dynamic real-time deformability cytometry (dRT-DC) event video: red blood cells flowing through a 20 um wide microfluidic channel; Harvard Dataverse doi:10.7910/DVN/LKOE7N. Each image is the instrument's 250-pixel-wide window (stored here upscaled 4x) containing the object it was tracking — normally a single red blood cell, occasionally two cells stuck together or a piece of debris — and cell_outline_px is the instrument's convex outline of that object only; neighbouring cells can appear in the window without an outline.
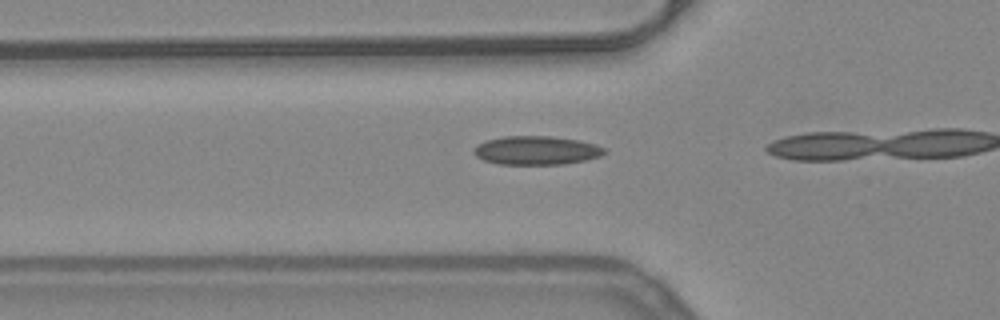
{"species": "common noctule bat (a hibernating species)", "species_latin": "Nyctalus noctula", "temperature_condition": "warm", "stored_images_in_passage": 15, "camera_frame_rate_fps": 3000, "um_per_image_px": 0.085, "animal": {"sex": "female", "body_mass_g": 24.6, "forearm_length_mm": 56.2}, "frame": {"image": 1, "passage_image": 14, "time_ms": 4.333, "image_size_px": [1000, 320], "cell_outline_px": [[608, 152], [600, 156], [584, 160], [564, 164], [500, 164], [484, 160], [476, 156], [472, 152], [476, 144], [488, 140], [504, 136], [552, 136], [580, 140], [596, 144], [604, 148]], "centroid_in_image_um": [45.6, 12.77], "position_along_channel_um": 80.2, "area_um2": 21.91}}